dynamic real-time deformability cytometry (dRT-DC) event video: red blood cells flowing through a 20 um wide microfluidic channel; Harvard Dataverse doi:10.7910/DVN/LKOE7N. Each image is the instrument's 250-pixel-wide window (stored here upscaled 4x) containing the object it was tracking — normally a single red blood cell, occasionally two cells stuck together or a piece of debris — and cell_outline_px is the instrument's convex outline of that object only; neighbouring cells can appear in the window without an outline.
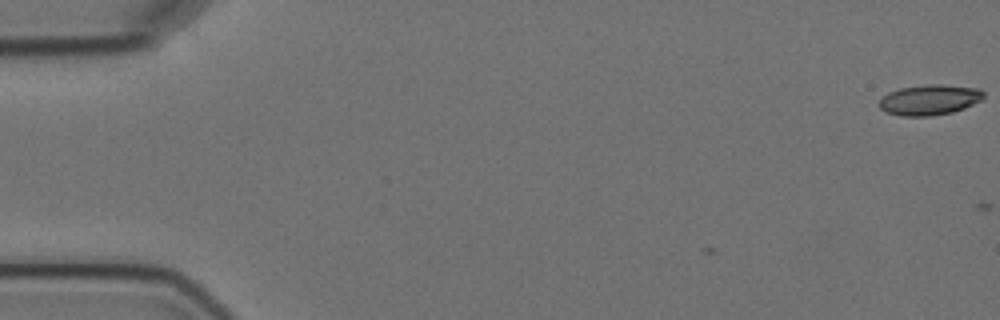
{"species": "Egyptian fruit bat (a non-hibernating species)", "species_latin": "Rousettus aegyptiacus", "temperature_condition": "cold", "stored_images_in_passage": 4, "camera_frame_rate_fps": 3000, "um_per_image_px": 0.085, "animal": {"sex": "female"}, "frame": {"image": 1, "passage_image": 1, "time_ms": 0.0, "image_size_px": [1000, 320], "cell_outline_px": [[984, 96], [980, 100], [964, 108], [952, 112], [928, 116], [900, 116], [888, 112], [880, 108], [880, 100], [888, 92], [900, 88], [928, 84], [940, 84], [980, 88], [984, 92]], "centroid_in_image_um": [79.02, 8.47], "position_along_channel_um": 6.0, "area_um2": 18.38}}